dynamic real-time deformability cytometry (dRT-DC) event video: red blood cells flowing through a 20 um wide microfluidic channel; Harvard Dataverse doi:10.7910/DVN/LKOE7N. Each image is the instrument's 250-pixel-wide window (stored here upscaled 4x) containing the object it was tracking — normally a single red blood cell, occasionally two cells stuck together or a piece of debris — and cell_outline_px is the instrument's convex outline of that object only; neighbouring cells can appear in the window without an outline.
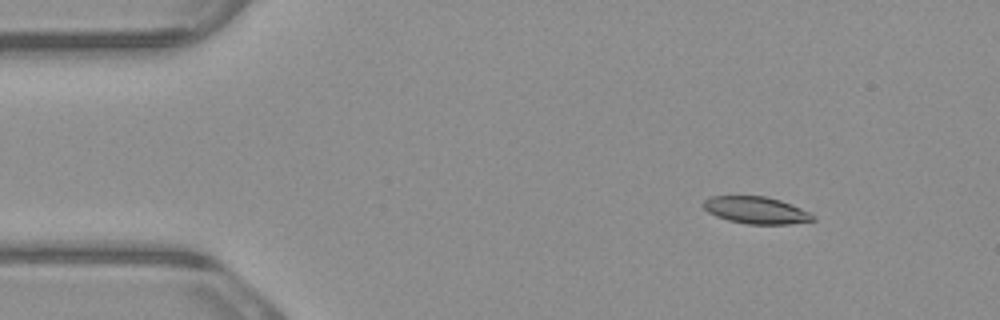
{"species": "common noctule bat (a hibernating species)", "species_latin": "Nyctalus noctula", "temperature_condition": "warm", "stored_images_in_passage": 7, "camera_frame_rate_fps": 3000, "um_per_image_px": 0.085, "animal": {"sex": "male", "body_mass_g": 23.1, "forearm_length_mm": 52.7}, "frame": {"image": 1, "passage_image": 2, "time_ms": 0.333, "image_size_px": [1000, 320], "cell_outline_px": [[816, 220], [788, 224], [748, 224], [728, 220], [716, 216], [708, 212], [704, 208], [704, 200], [712, 196], [764, 196], [780, 200], [800, 208], [816, 216]], "centroid_in_image_um": [64.27, 17.87], "position_along_channel_um": 20.7, "area_um2": 17.11}}
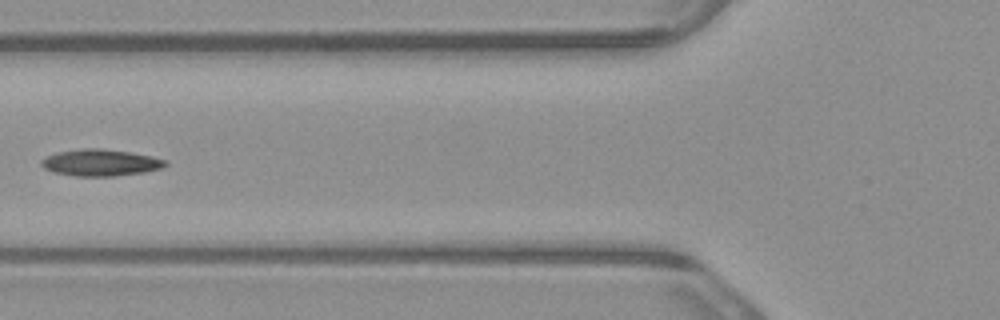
{"frame": {"image": 2, "passage_image": 6, "time_ms": 1.667, "image_size_px": [1000, 320], "cell_outline_px": [[168, 164], [160, 168], [144, 172], [116, 176], [76, 176], [56, 172], [44, 168], [40, 164], [40, 160], [56, 152], [80, 148], [100, 148], [128, 152], [152, 156], [168, 160]], "centroid_in_image_um": [8.55, 13.82], "position_along_channel_um": 117.3, "area_um2": 19.25}}
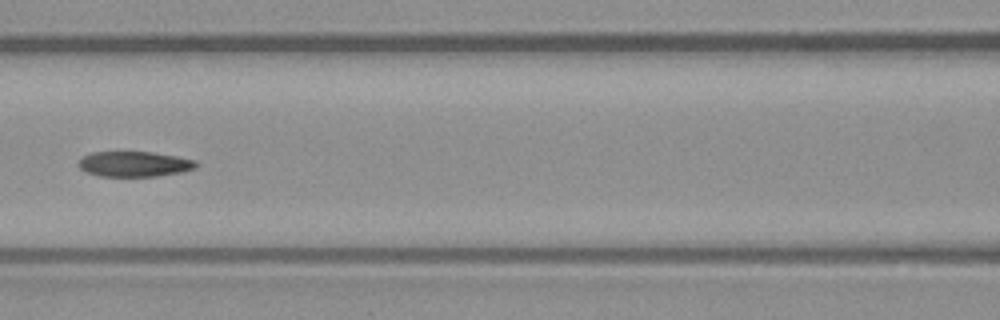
{"frame": {"image": 3, "passage_image": 7, "time_ms": 2.0, "image_size_px": [1000, 320], "cell_outline_px": [[196, 168], [180, 172], [156, 176], [100, 176], [88, 172], [80, 168], [76, 164], [80, 156], [92, 152], [152, 152], [176, 156], [196, 160]], "centroid_in_image_um": [11.37, 13.93], "position_along_channel_um": 155.2, "area_um2": 17.34}}